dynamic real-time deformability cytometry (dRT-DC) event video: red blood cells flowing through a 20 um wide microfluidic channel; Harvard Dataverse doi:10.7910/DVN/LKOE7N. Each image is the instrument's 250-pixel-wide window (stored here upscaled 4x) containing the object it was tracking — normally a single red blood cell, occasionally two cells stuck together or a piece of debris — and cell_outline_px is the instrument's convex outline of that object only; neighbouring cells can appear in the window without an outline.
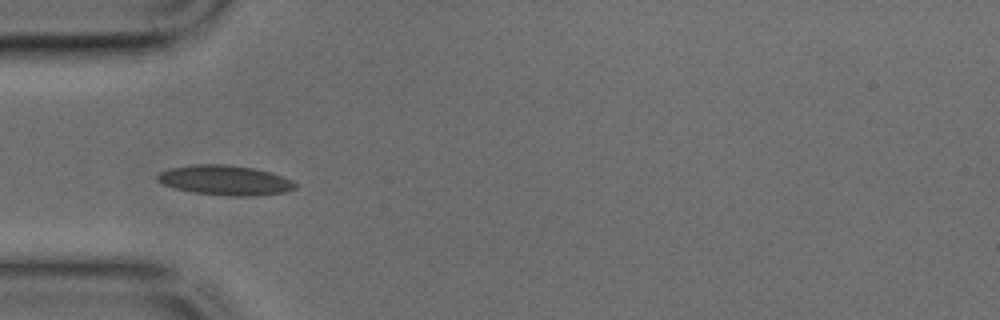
{"species": "common noctule bat (a hibernating species)", "species_latin": "Nyctalus noctula", "temperature_condition": "cold", "stored_images_in_passage": 22, "camera_frame_rate_fps": 3000, "um_per_image_px": 0.085, "animal": {"sex": "male", "body_mass_g": 17.9, "forearm_length_mm": 54.2}, "frame": {"image": 1, "passage_image": 1, "time_ms": 0.0, "image_size_px": [1000, 320], "cell_outline_px": [[296, 188], [284, 192], [256, 196], [232, 196], [192, 192], [160, 184], [156, 180], [156, 176], [160, 172], [168, 168], [196, 164], [224, 164], [252, 168], [272, 172], [284, 176], [292, 180], [296, 184]], "centroid_in_image_um": [19.12, 15.32], "position_along_channel_um": 65.9, "area_um2": 24.1}}
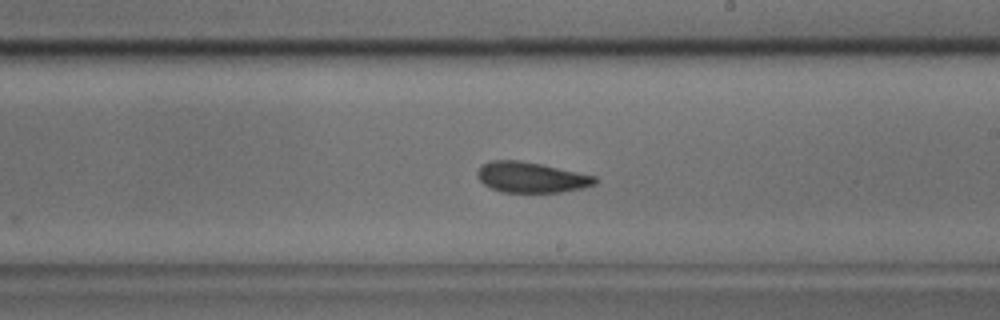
{"frame": {"image": 2, "passage_image": 13, "time_ms": 4.0, "image_size_px": [1000, 320], "cell_outline_px": [[596, 184], [584, 188], [560, 192], [504, 192], [492, 188], [484, 184], [476, 176], [476, 172], [484, 164], [492, 160], [520, 160], [540, 164], [596, 176]], "centroid_in_image_um": [45.15, 15.07], "position_along_channel_um": 243.8, "area_um2": 20.75}}
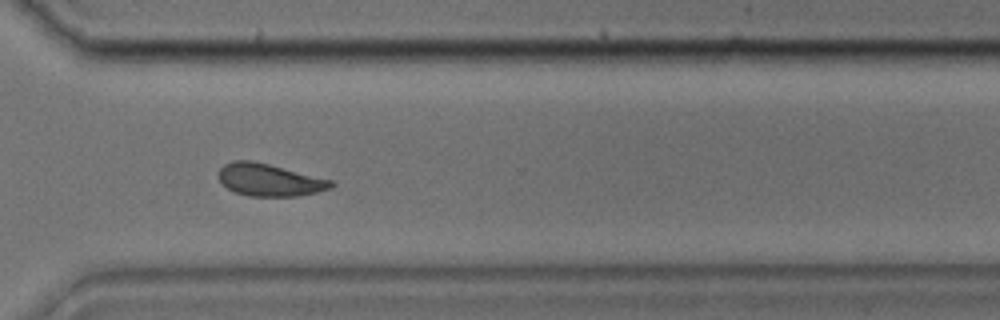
{"frame": {"image": 3, "passage_image": 20, "time_ms": 6.333, "image_size_px": [1000, 320], "cell_outline_px": [[336, 184], [332, 188], [316, 192], [296, 196], [248, 196], [236, 192], [228, 188], [220, 180], [216, 172], [224, 164], [232, 160], [252, 160], [332, 180]], "centroid_in_image_um": [22.88, 15.28], "position_along_channel_um": 347.7, "area_um2": 21.15}}